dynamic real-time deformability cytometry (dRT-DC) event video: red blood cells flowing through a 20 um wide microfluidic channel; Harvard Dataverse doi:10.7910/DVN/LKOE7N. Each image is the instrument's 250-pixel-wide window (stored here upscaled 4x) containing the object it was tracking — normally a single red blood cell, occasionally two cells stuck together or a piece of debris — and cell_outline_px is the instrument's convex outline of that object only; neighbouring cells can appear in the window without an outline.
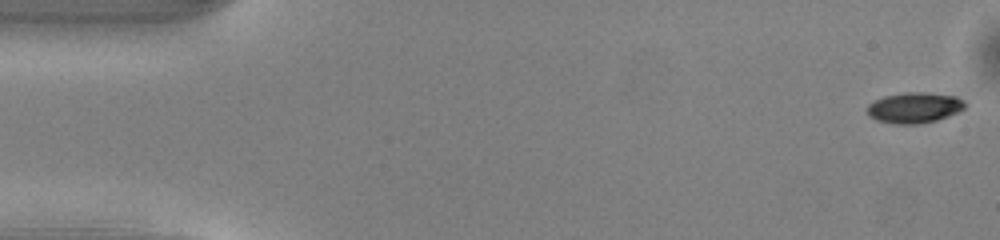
{"species": "common noctule bat (a hibernating species)", "species_latin": "Nyctalus noctula", "temperature_condition": "warm", "stored_images_in_passage": 52, "segment_of_instrument_passage": [1, 2], "camera_frame_rate_fps": 3000, "um_per_image_px": 0.085, "animal": {"sex": "male", "body_mass_g": 13.0, "forearm_length_mm": 53.1}, "frame": {"image": 1, "passage_image": 1, "time_ms": 0.0, "image_size_px": [1000, 240], "cell_outline_px": [[964, 108], [948, 116], [936, 120], [920, 124], [896, 124], [876, 120], [868, 116], [868, 104], [884, 96], [908, 92], [924, 92], [956, 96], [964, 100]], "centroid_in_image_um": [77.71, 9.15], "position_along_channel_um": 7.3, "area_um2": 17.34}}
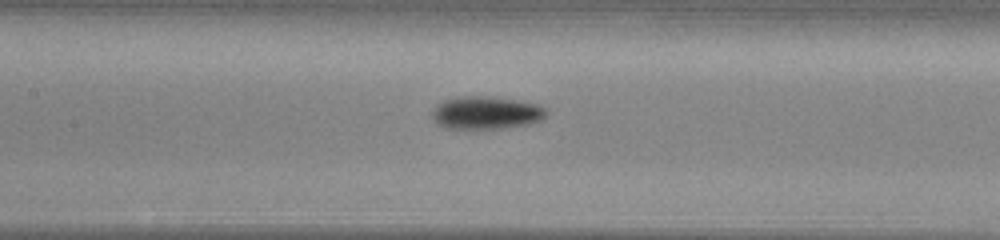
{"frame": {"image": 2, "passage_image": 23, "time_ms": 7.333, "image_size_px": [1000, 240], "cell_outline_px": [[544, 116], [540, 120], [528, 124], [500, 128], [448, 128], [440, 124], [432, 116], [432, 112], [436, 104], [444, 100], [456, 96], [492, 96], [520, 100], [536, 104], [544, 108]], "centroid_in_image_um": [41.29, 9.55], "position_along_channel_um": 166.1, "area_um2": 21.56}}
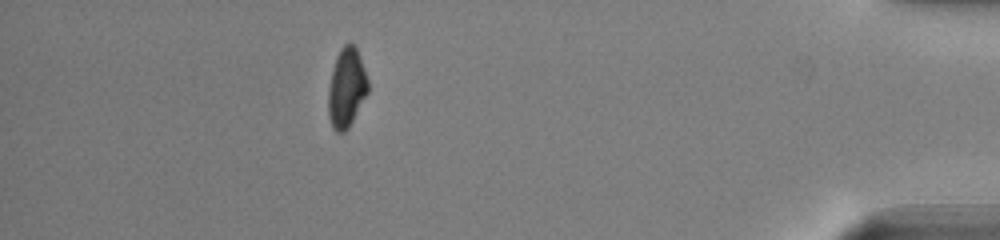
{"frame": {"image": 3, "passage_image": 45, "time_ms": 14.667, "image_size_px": [1000, 240], "cell_outline_px": [[368, 92], [348, 128], [344, 132], [336, 132], [332, 128], [328, 116], [328, 88], [332, 68], [336, 56], [340, 48], [344, 44], [352, 44], [356, 48], [364, 68], [368, 80]], "centroid_in_image_um": [29.43, 7.48], "position_along_channel_um": 405.8, "area_um2": 18.32}}